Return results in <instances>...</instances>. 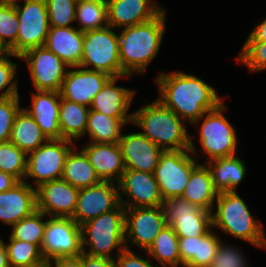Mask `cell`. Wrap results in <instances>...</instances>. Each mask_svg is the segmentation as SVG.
Instances as JSON below:
<instances>
[{
  "mask_svg": "<svg viewBox=\"0 0 266 267\" xmlns=\"http://www.w3.org/2000/svg\"><path fill=\"white\" fill-rule=\"evenodd\" d=\"M12 58H19L17 55L9 53L0 60V98L19 96L18 83L16 77L17 63L11 61Z\"/></svg>",
  "mask_w": 266,
  "mask_h": 267,
  "instance_id": "obj_40",
  "label": "cell"
},
{
  "mask_svg": "<svg viewBox=\"0 0 266 267\" xmlns=\"http://www.w3.org/2000/svg\"><path fill=\"white\" fill-rule=\"evenodd\" d=\"M15 9L19 30L17 41L8 50L20 57L32 48L44 46L50 26L45 0H24Z\"/></svg>",
  "mask_w": 266,
  "mask_h": 267,
  "instance_id": "obj_9",
  "label": "cell"
},
{
  "mask_svg": "<svg viewBox=\"0 0 266 267\" xmlns=\"http://www.w3.org/2000/svg\"><path fill=\"white\" fill-rule=\"evenodd\" d=\"M111 76L102 71L87 70L79 66L69 67L60 95L71 102L90 107L95 95Z\"/></svg>",
  "mask_w": 266,
  "mask_h": 267,
  "instance_id": "obj_18",
  "label": "cell"
},
{
  "mask_svg": "<svg viewBox=\"0 0 266 267\" xmlns=\"http://www.w3.org/2000/svg\"><path fill=\"white\" fill-rule=\"evenodd\" d=\"M124 77L129 79L132 75L111 77L95 95L90 110L116 119H132L133 112H128L136 92L116 85L117 81Z\"/></svg>",
  "mask_w": 266,
  "mask_h": 267,
  "instance_id": "obj_21",
  "label": "cell"
},
{
  "mask_svg": "<svg viewBox=\"0 0 266 267\" xmlns=\"http://www.w3.org/2000/svg\"><path fill=\"white\" fill-rule=\"evenodd\" d=\"M75 22L83 33L108 27L106 0H78Z\"/></svg>",
  "mask_w": 266,
  "mask_h": 267,
  "instance_id": "obj_34",
  "label": "cell"
},
{
  "mask_svg": "<svg viewBox=\"0 0 266 267\" xmlns=\"http://www.w3.org/2000/svg\"><path fill=\"white\" fill-rule=\"evenodd\" d=\"M75 142L67 139H48L36 150L27 154V171L24 181L33 187L61 179L65 160ZM33 179V185L28 181Z\"/></svg>",
  "mask_w": 266,
  "mask_h": 267,
  "instance_id": "obj_8",
  "label": "cell"
},
{
  "mask_svg": "<svg viewBox=\"0 0 266 267\" xmlns=\"http://www.w3.org/2000/svg\"><path fill=\"white\" fill-rule=\"evenodd\" d=\"M84 33L76 27H49L44 46L58 56L68 67L80 66Z\"/></svg>",
  "mask_w": 266,
  "mask_h": 267,
  "instance_id": "obj_25",
  "label": "cell"
},
{
  "mask_svg": "<svg viewBox=\"0 0 266 267\" xmlns=\"http://www.w3.org/2000/svg\"><path fill=\"white\" fill-rule=\"evenodd\" d=\"M119 35L113 27L84 33L81 68L102 71L111 77L127 75L119 57Z\"/></svg>",
  "mask_w": 266,
  "mask_h": 267,
  "instance_id": "obj_7",
  "label": "cell"
},
{
  "mask_svg": "<svg viewBox=\"0 0 266 267\" xmlns=\"http://www.w3.org/2000/svg\"><path fill=\"white\" fill-rule=\"evenodd\" d=\"M118 186L120 204L125 208L163 206L164 200L153 173L125 169Z\"/></svg>",
  "mask_w": 266,
  "mask_h": 267,
  "instance_id": "obj_16",
  "label": "cell"
},
{
  "mask_svg": "<svg viewBox=\"0 0 266 267\" xmlns=\"http://www.w3.org/2000/svg\"><path fill=\"white\" fill-rule=\"evenodd\" d=\"M166 223L178 237L204 236L212 229V213L182 197L163 201Z\"/></svg>",
  "mask_w": 266,
  "mask_h": 267,
  "instance_id": "obj_12",
  "label": "cell"
},
{
  "mask_svg": "<svg viewBox=\"0 0 266 267\" xmlns=\"http://www.w3.org/2000/svg\"><path fill=\"white\" fill-rule=\"evenodd\" d=\"M79 189L65 180L47 181L36 187L37 210L49 217H72Z\"/></svg>",
  "mask_w": 266,
  "mask_h": 267,
  "instance_id": "obj_17",
  "label": "cell"
},
{
  "mask_svg": "<svg viewBox=\"0 0 266 267\" xmlns=\"http://www.w3.org/2000/svg\"><path fill=\"white\" fill-rule=\"evenodd\" d=\"M83 267H117L115 260L82 252Z\"/></svg>",
  "mask_w": 266,
  "mask_h": 267,
  "instance_id": "obj_45",
  "label": "cell"
},
{
  "mask_svg": "<svg viewBox=\"0 0 266 267\" xmlns=\"http://www.w3.org/2000/svg\"><path fill=\"white\" fill-rule=\"evenodd\" d=\"M5 242L10 267L33 266L44 260L41 249L36 245L16 239Z\"/></svg>",
  "mask_w": 266,
  "mask_h": 267,
  "instance_id": "obj_37",
  "label": "cell"
},
{
  "mask_svg": "<svg viewBox=\"0 0 266 267\" xmlns=\"http://www.w3.org/2000/svg\"><path fill=\"white\" fill-rule=\"evenodd\" d=\"M198 164L189 149L163 151L153 173L163 200L182 196Z\"/></svg>",
  "mask_w": 266,
  "mask_h": 267,
  "instance_id": "obj_10",
  "label": "cell"
},
{
  "mask_svg": "<svg viewBox=\"0 0 266 267\" xmlns=\"http://www.w3.org/2000/svg\"><path fill=\"white\" fill-rule=\"evenodd\" d=\"M223 103L224 102L216 109L206 112L191 124L196 127L199 121H203L201 126H197L199 127L197 129L199 130L197 142L201 145V151H197L196 145L193 142L196 136L190 135L189 150L196 159L200 156V152L205 155V160L207 162L237 154L238 135L236 134V127H234L224 115L227 106Z\"/></svg>",
  "mask_w": 266,
  "mask_h": 267,
  "instance_id": "obj_5",
  "label": "cell"
},
{
  "mask_svg": "<svg viewBox=\"0 0 266 267\" xmlns=\"http://www.w3.org/2000/svg\"><path fill=\"white\" fill-rule=\"evenodd\" d=\"M27 267H51L50 261L43 260L40 263L33 265V266H27Z\"/></svg>",
  "mask_w": 266,
  "mask_h": 267,
  "instance_id": "obj_52",
  "label": "cell"
},
{
  "mask_svg": "<svg viewBox=\"0 0 266 267\" xmlns=\"http://www.w3.org/2000/svg\"><path fill=\"white\" fill-rule=\"evenodd\" d=\"M159 267H183L180 260L178 236L170 225H166L145 251ZM159 263V264H158Z\"/></svg>",
  "mask_w": 266,
  "mask_h": 267,
  "instance_id": "obj_33",
  "label": "cell"
},
{
  "mask_svg": "<svg viewBox=\"0 0 266 267\" xmlns=\"http://www.w3.org/2000/svg\"><path fill=\"white\" fill-rule=\"evenodd\" d=\"M44 260L77 257L82 254L81 226L71 217H50L41 245Z\"/></svg>",
  "mask_w": 266,
  "mask_h": 267,
  "instance_id": "obj_11",
  "label": "cell"
},
{
  "mask_svg": "<svg viewBox=\"0 0 266 267\" xmlns=\"http://www.w3.org/2000/svg\"><path fill=\"white\" fill-rule=\"evenodd\" d=\"M85 145L82 150L87 155L99 178L102 181L118 183L125 171L119 144L86 142Z\"/></svg>",
  "mask_w": 266,
  "mask_h": 267,
  "instance_id": "obj_24",
  "label": "cell"
},
{
  "mask_svg": "<svg viewBox=\"0 0 266 267\" xmlns=\"http://www.w3.org/2000/svg\"><path fill=\"white\" fill-rule=\"evenodd\" d=\"M119 205L118 183L101 181L90 187L79 189L76 209L71 218L81 226L89 220L113 211Z\"/></svg>",
  "mask_w": 266,
  "mask_h": 267,
  "instance_id": "obj_15",
  "label": "cell"
},
{
  "mask_svg": "<svg viewBox=\"0 0 266 267\" xmlns=\"http://www.w3.org/2000/svg\"><path fill=\"white\" fill-rule=\"evenodd\" d=\"M62 179L78 189L90 187L102 181L85 152L82 149L78 150L77 145L66 157Z\"/></svg>",
  "mask_w": 266,
  "mask_h": 267,
  "instance_id": "obj_29",
  "label": "cell"
},
{
  "mask_svg": "<svg viewBox=\"0 0 266 267\" xmlns=\"http://www.w3.org/2000/svg\"><path fill=\"white\" fill-rule=\"evenodd\" d=\"M50 27H72L75 21L77 0H45Z\"/></svg>",
  "mask_w": 266,
  "mask_h": 267,
  "instance_id": "obj_38",
  "label": "cell"
},
{
  "mask_svg": "<svg viewBox=\"0 0 266 267\" xmlns=\"http://www.w3.org/2000/svg\"><path fill=\"white\" fill-rule=\"evenodd\" d=\"M18 182L19 181L15 177L0 170V192L7 191Z\"/></svg>",
  "mask_w": 266,
  "mask_h": 267,
  "instance_id": "obj_48",
  "label": "cell"
},
{
  "mask_svg": "<svg viewBox=\"0 0 266 267\" xmlns=\"http://www.w3.org/2000/svg\"><path fill=\"white\" fill-rule=\"evenodd\" d=\"M21 107L19 96L0 98V143L9 141L15 117Z\"/></svg>",
  "mask_w": 266,
  "mask_h": 267,
  "instance_id": "obj_42",
  "label": "cell"
},
{
  "mask_svg": "<svg viewBox=\"0 0 266 267\" xmlns=\"http://www.w3.org/2000/svg\"><path fill=\"white\" fill-rule=\"evenodd\" d=\"M90 107L71 102L60 95L59 127L61 139L77 141L86 135Z\"/></svg>",
  "mask_w": 266,
  "mask_h": 267,
  "instance_id": "obj_30",
  "label": "cell"
},
{
  "mask_svg": "<svg viewBox=\"0 0 266 267\" xmlns=\"http://www.w3.org/2000/svg\"><path fill=\"white\" fill-rule=\"evenodd\" d=\"M166 10L152 20L119 31V57L122 70L134 76L146 72L160 51L166 29Z\"/></svg>",
  "mask_w": 266,
  "mask_h": 267,
  "instance_id": "obj_2",
  "label": "cell"
},
{
  "mask_svg": "<svg viewBox=\"0 0 266 267\" xmlns=\"http://www.w3.org/2000/svg\"><path fill=\"white\" fill-rule=\"evenodd\" d=\"M132 124L164 151L190 148L186 122L158 99L134 111Z\"/></svg>",
  "mask_w": 266,
  "mask_h": 267,
  "instance_id": "obj_3",
  "label": "cell"
},
{
  "mask_svg": "<svg viewBox=\"0 0 266 267\" xmlns=\"http://www.w3.org/2000/svg\"><path fill=\"white\" fill-rule=\"evenodd\" d=\"M37 210L36 188L19 181L12 188L0 192V221L7 226L18 223Z\"/></svg>",
  "mask_w": 266,
  "mask_h": 267,
  "instance_id": "obj_22",
  "label": "cell"
},
{
  "mask_svg": "<svg viewBox=\"0 0 266 267\" xmlns=\"http://www.w3.org/2000/svg\"><path fill=\"white\" fill-rule=\"evenodd\" d=\"M215 202L212 211L213 229H219L256 248L266 249L264 225L253 217L249 206L237 191L219 193Z\"/></svg>",
  "mask_w": 266,
  "mask_h": 267,
  "instance_id": "obj_4",
  "label": "cell"
},
{
  "mask_svg": "<svg viewBox=\"0 0 266 267\" xmlns=\"http://www.w3.org/2000/svg\"><path fill=\"white\" fill-rule=\"evenodd\" d=\"M204 164L210 172L214 188L218 193L237 191V186L246 177V164L237 154L205 161Z\"/></svg>",
  "mask_w": 266,
  "mask_h": 267,
  "instance_id": "obj_27",
  "label": "cell"
},
{
  "mask_svg": "<svg viewBox=\"0 0 266 267\" xmlns=\"http://www.w3.org/2000/svg\"><path fill=\"white\" fill-rule=\"evenodd\" d=\"M0 170L24 181L27 171V154L11 141L0 143Z\"/></svg>",
  "mask_w": 266,
  "mask_h": 267,
  "instance_id": "obj_36",
  "label": "cell"
},
{
  "mask_svg": "<svg viewBox=\"0 0 266 267\" xmlns=\"http://www.w3.org/2000/svg\"><path fill=\"white\" fill-rule=\"evenodd\" d=\"M242 250L220 240L217 253L209 267H249Z\"/></svg>",
  "mask_w": 266,
  "mask_h": 267,
  "instance_id": "obj_43",
  "label": "cell"
},
{
  "mask_svg": "<svg viewBox=\"0 0 266 267\" xmlns=\"http://www.w3.org/2000/svg\"><path fill=\"white\" fill-rule=\"evenodd\" d=\"M18 1L20 0H0V5L17 6L19 4Z\"/></svg>",
  "mask_w": 266,
  "mask_h": 267,
  "instance_id": "obj_50",
  "label": "cell"
},
{
  "mask_svg": "<svg viewBox=\"0 0 266 267\" xmlns=\"http://www.w3.org/2000/svg\"><path fill=\"white\" fill-rule=\"evenodd\" d=\"M155 81L160 92L157 99L189 124L224 101L218 90L193 74L162 71Z\"/></svg>",
  "mask_w": 266,
  "mask_h": 267,
  "instance_id": "obj_1",
  "label": "cell"
},
{
  "mask_svg": "<svg viewBox=\"0 0 266 267\" xmlns=\"http://www.w3.org/2000/svg\"><path fill=\"white\" fill-rule=\"evenodd\" d=\"M46 217L49 216L42 211L35 210L32 214L11 226V233L8 239L29 242L41 248L47 223V219L43 220V218Z\"/></svg>",
  "mask_w": 266,
  "mask_h": 267,
  "instance_id": "obj_35",
  "label": "cell"
},
{
  "mask_svg": "<svg viewBox=\"0 0 266 267\" xmlns=\"http://www.w3.org/2000/svg\"><path fill=\"white\" fill-rule=\"evenodd\" d=\"M237 63L245 65L250 72L266 70V42L244 41Z\"/></svg>",
  "mask_w": 266,
  "mask_h": 267,
  "instance_id": "obj_39",
  "label": "cell"
},
{
  "mask_svg": "<svg viewBox=\"0 0 266 267\" xmlns=\"http://www.w3.org/2000/svg\"><path fill=\"white\" fill-rule=\"evenodd\" d=\"M26 61L35 90L60 92L68 66L45 46L26 51L20 56Z\"/></svg>",
  "mask_w": 266,
  "mask_h": 267,
  "instance_id": "obj_14",
  "label": "cell"
},
{
  "mask_svg": "<svg viewBox=\"0 0 266 267\" xmlns=\"http://www.w3.org/2000/svg\"><path fill=\"white\" fill-rule=\"evenodd\" d=\"M81 238L84 253L115 260L125 249V207L120 204L113 211L82 224ZM112 251L116 252L115 257Z\"/></svg>",
  "mask_w": 266,
  "mask_h": 267,
  "instance_id": "obj_6",
  "label": "cell"
},
{
  "mask_svg": "<svg viewBox=\"0 0 266 267\" xmlns=\"http://www.w3.org/2000/svg\"><path fill=\"white\" fill-rule=\"evenodd\" d=\"M47 140L32 116L21 109L15 117L9 141L28 154Z\"/></svg>",
  "mask_w": 266,
  "mask_h": 267,
  "instance_id": "obj_32",
  "label": "cell"
},
{
  "mask_svg": "<svg viewBox=\"0 0 266 267\" xmlns=\"http://www.w3.org/2000/svg\"><path fill=\"white\" fill-rule=\"evenodd\" d=\"M51 267H83L82 254L77 257H60L50 260Z\"/></svg>",
  "mask_w": 266,
  "mask_h": 267,
  "instance_id": "obj_46",
  "label": "cell"
},
{
  "mask_svg": "<svg viewBox=\"0 0 266 267\" xmlns=\"http://www.w3.org/2000/svg\"><path fill=\"white\" fill-rule=\"evenodd\" d=\"M30 107H22L41 128L47 139H61L59 127L60 92L36 90Z\"/></svg>",
  "mask_w": 266,
  "mask_h": 267,
  "instance_id": "obj_23",
  "label": "cell"
},
{
  "mask_svg": "<svg viewBox=\"0 0 266 267\" xmlns=\"http://www.w3.org/2000/svg\"><path fill=\"white\" fill-rule=\"evenodd\" d=\"M220 238L212 228L204 236L178 237L183 267H209L217 253Z\"/></svg>",
  "mask_w": 266,
  "mask_h": 267,
  "instance_id": "obj_26",
  "label": "cell"
},
{
  "mask_svg": "<svg viewBox=\"0 0 266 267\" xmlns=\"http://www.w3.org/2000/svg\"><path fill=\"white\" fill-rule=\"evenodd\" d=\"M132 124V119H116L101 112L90 110L86 134L89 142L118 143L125 125Z\"/></svg>",
  "mask_w": 266,
  "mask_h": 267,
  "instance_id": "obj_31",
  "label": "cell"
},
{
  "mask_svg": "<svg viewBox=\"0 0 266 267\" xmlns=\"http://www.w3.org/2000/svg\"><path fill=\"white\" fill-rule=\"evenodd\" d=\"M246 41L266 42V18L253 28Z\"/></svg>",
  "mask_w": 266,
  "mask_h": 267,
  "instance_id": "obj_47",
  "label": "cell"
},
{
  "mask_svg": "<svg viewBox=\"0 0 266 267\" xmlns=\"http://www.w3.org/2000/svg\"><path fill=\"white\" fill-rule=\"evenodd\" d=\"M0 267H10L5 242L0 237Z\"/></svg>",
  "mask_w": 266,
  "mask_h": 267,
  "instance_id": "obj_49",
  "label": "cell"
},
{
  "mask_svg": "<svg viewBox=\"0 0 266 267\" xmlns=\"http://www.w3.org/2000/svg\"><path fill=\"white\" fill-rule=\"evenodd\" d=\"M166 225L162 206L125 208V248L132 250V245L147 251Z\"/></svg>",
  "mask_w": 266,
  "mask_h": 267,
  "instance_id": "obj_13",
  "label": "cell"
},
{
  "mask_svg": "<svg viewBox=\"0 0 266 267\" xmlns=\"http://www.w3.org/2000/svg\"><path fill=\"white\" fill-rule=\"evenodd\" d=\"M125 169L154 173L163 149L140 131L123 134L118 142Z\"/></svg>",
  "mask_w": 266,
  "mask_h": 267,
  "instance_id": "obj_19",
  "label": "cell"
},
{
  "mask_svg": "<svg viewBox=\"0 0 266 267\" xmlns=\"http://www.w3.org/2000/svg\"><path fill=\"white\" fill-rule=\"evenodd\" d=\"M141 255L137 254L133 250L124 249L118 256L115 258L117 267H158V265H153V261L149 255L147 259L143 258Z\"/></svg>",
  "mask_w": 266,
  "mask_h": 267,
  "instance_id": "obj_44",
  "label": "cell"
},
{
  "mask_svg": "<svg viewBox=\"0 0 266 267\" xmlns=\"http://www.w3.org/2000/svg\"><path fill=\"white\" fill-rule=\"evenodd\" d=\"M18 24L15 6L0 5V42L7 49L17 41Z\"/></svg>",
  "mask_w": 266,
  "mask_h": 267,
  "instance_id": "obj_41",
  "label": "cell"
},
{
  "mask_svg": "<svg viewBox=\"0 0 266 267\" xmlns=\"http://www.w3.org/2000/svg\"><path fill=\"white\" fill-rule=\"evenodd\" d=\"M106 2L108 25L114 29L148 22L164 10L156 0H106Z\"/></svg>",
  "mask_w": 266,
  "mask_h": 267,
  "instance_id": "obj_20",
  "label": "cell"
},
{
  "mask_svg": "<svg viewBox=\"0 0 266 267\" xmlns=\"http://www.w3.org/2000/svg\"><path fill=\"white\" fill-rule=\"evenodd\" d=\"M207 166L199 163L191 172L182 198L212 213L218 197Z\"/></svg>",
  "mask_w": 266,
  "mask_h": 267,
  "instance_id": "obj_28",
  "label": "cell"
},
{
  "mask_svg": "<svg viewBox=\"0 0 266 267\" xmlns=\"http://www.w3.org/2000/svg\"><path fill=\"white\" fill-rule=\"evenodd\" d=\"M9 54V50L0 42V60Z\"/></svg>",
  "mask_w": 266,
  "mask_h": 267,
  "instance_id": "obj_51",
  "label": "cell"
}]
</instances>
